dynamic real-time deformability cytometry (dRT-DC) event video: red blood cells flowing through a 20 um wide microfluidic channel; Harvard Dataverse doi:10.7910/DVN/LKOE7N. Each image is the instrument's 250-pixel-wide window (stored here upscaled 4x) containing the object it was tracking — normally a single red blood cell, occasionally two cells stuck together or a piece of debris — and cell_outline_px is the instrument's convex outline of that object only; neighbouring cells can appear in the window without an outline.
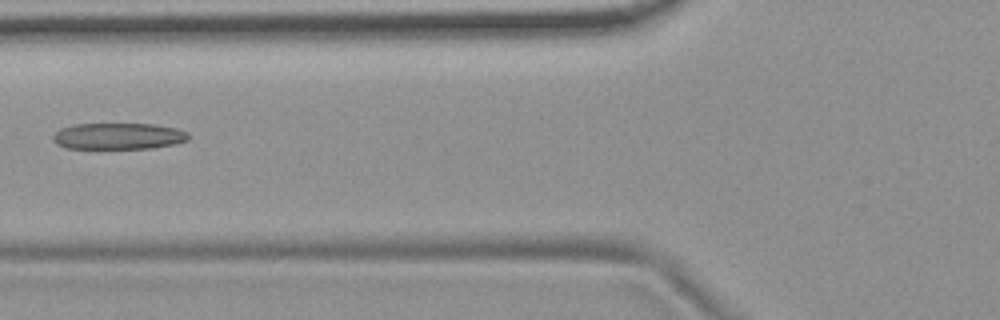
{"species": "common noctule bat (a hibernating species)", "species_latin": "Nyctalus noctula", "temperature_condition": "room temperature", "stored_images_in_passage": 6, "camera_frame_rate_fps": 3000, "um_per_image_px": 0.085, "animal": {"sex": "female", "body_mass_g": 19.9}, "frame": {"image": 1, "passage_image": 2, "time_ms": 1.333, "image_size_px": [1000, 320], "cell_outline_px": [[188, 140], [176, 144], [152, 148], [64, 148], [56, 144], [52, 140], [52, 136], [60, 128], [72, 124], [156, 124], [176, 128], [188, 132]], "centroid_in_image_um": [10.05, 11.57], "position_along_channel_um": 115.8, "area_um2": 20.98}}
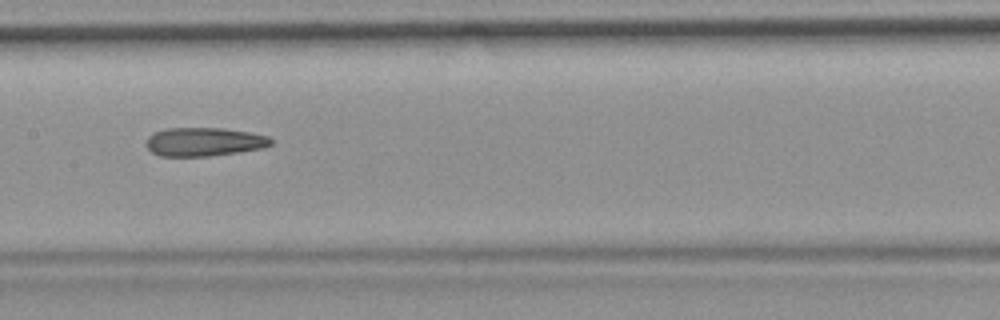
{"frame": {"image": 2, "passage_image": 4, "time_ms": 3.333, "image_size_px": [1000, 320], "cell_outline_px": [[272, 144], [264, 148], [240, 152], [208, 156], [160, 156], [152, 152], [144, 144], [148, 136], [152, 132], [168, 128], [220, 128], [248, 132], [268, 136], [272, 140]], "centroid_in_image_um": [17.32, 12.06], "position_along_channel_um": 190.1, "area_um2": 20.92}}
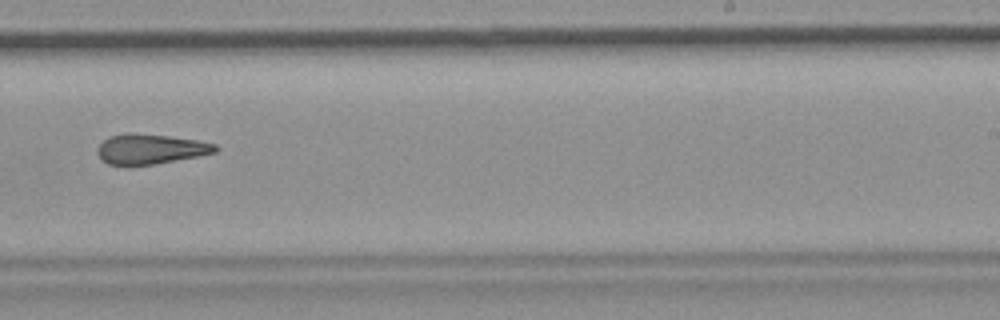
{"frame": {"image": 3, "passage_image": 6, "time_ms": 5.667, "image_size_px": [1000, 320], "cell_outline_px": [[220, 148], [216, 152], [156, 164], [128, 168], [124, 168], [108, 164], [100, 160], [96, 152], [96, 148], [108, 136], [132, 132], [168, 136], [196, 140], [216, 144]], "centroid_in_image_um": [12.69, 12.7], "position_along_channel_um": 276.3, "area_um2": 21.27}}